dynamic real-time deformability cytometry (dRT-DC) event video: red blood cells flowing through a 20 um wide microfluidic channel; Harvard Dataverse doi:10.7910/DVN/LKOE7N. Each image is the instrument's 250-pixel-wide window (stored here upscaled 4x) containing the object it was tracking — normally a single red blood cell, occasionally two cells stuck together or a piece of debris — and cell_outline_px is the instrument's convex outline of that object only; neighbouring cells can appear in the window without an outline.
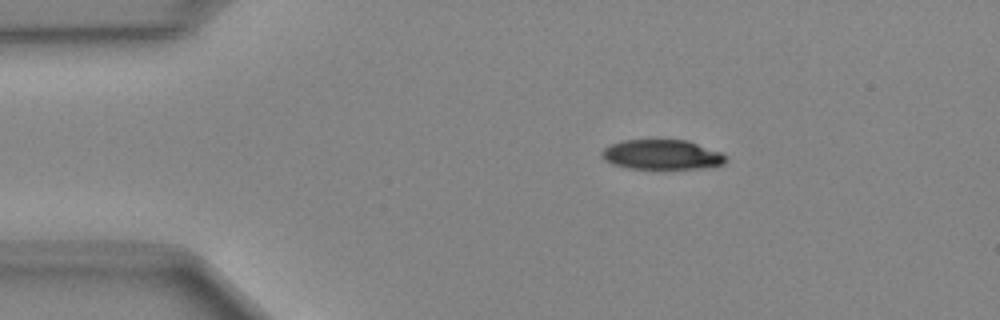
{"species": "Egyptian fruit bat (a non-hibernating species)", "species_latin": "Rousettus aegyptiacus", "temperature_condition": "cold", "stored_images_in_passage": 41, "camera_frame_rate_fps": 3000, "um_per_image_px": 0.085, "animal": {"sex": "female"}, "frame": {"image": 1, "passage_image": 1, "time_ms": 0.0, "image_size_px": [1000, 320], "cell_outline_px": [[728, 160], [724, 164], [708, 168], [664, 172], [628, 168], [612, 164], [604, 160], [600, 156], [600, 152], [604, 148], [612, 144], [624, 140], [688, 140], [720, 152]], "centroid_in_image_um": [56.27, 13.21], "position_along_channel_um": 28.7, "area_um2": 22.66}}
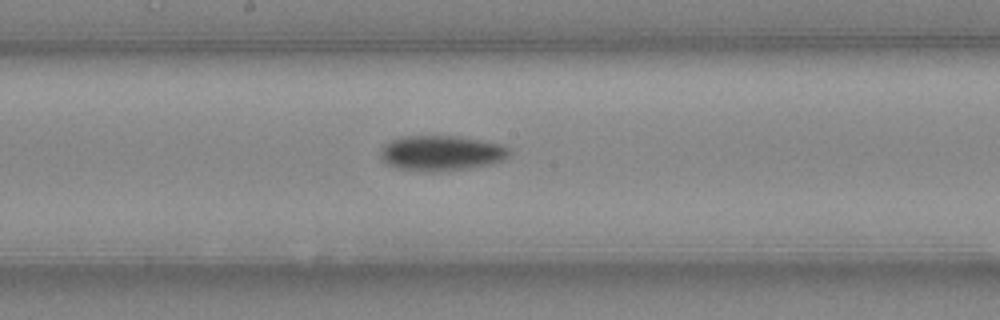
{"frame": {"image": 2, "passage_image": 18, "time_ms": 5.667, "image_size_px": [1000, 320], "cell_outline_px": [[508, 156], [500, 160], [488, 164], [448, 172], [420, 172], [396, 168], [384, 164], [380, 156], [380, 152], [384, 144], [392, 140], [404, 136], [456, 136], [500, 144], [508, 148]], "centroid_in_image_um": [37.41, 13.04], "position_along_channel_um": 210.8, "area_um2": 26.53}}
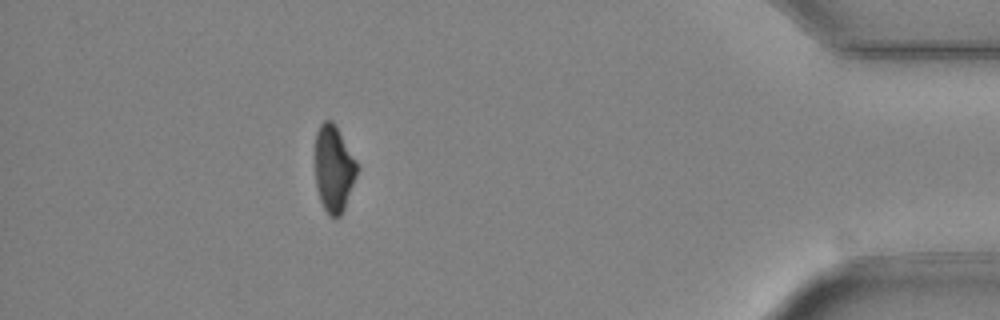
{"frame": {"image": 3, "passage_image": 36, "time_ms": 11.667, "image_size_px": [1000, 320], "cell_outline_px": [[356, 176], [344, 208], [340, 216], [328, 216], [320, 200], [316, 188], [316, 132], [320, 124], [324, 120], [332, 120], [356, 160]], "centroid_in_image_um": [28.35, 14.34], "position_along_channel_um": 406.9, "area_um2": 20.69}}